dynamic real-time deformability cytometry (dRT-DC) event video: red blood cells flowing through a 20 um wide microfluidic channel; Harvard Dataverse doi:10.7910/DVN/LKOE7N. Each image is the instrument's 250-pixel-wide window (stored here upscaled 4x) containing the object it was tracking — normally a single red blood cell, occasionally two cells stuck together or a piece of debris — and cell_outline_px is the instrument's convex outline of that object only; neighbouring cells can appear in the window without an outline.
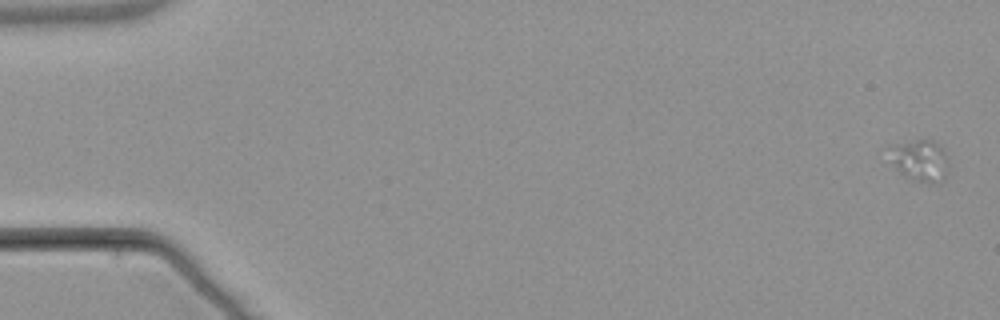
{"species": "common noctule bat (a hibernating species)", "species_latin": "Nyctalus noctula", "temperature_condition": "warm", "stored_images_in_passage": 5, "camera_frame_rate_fps": 3000, "um_per_image_px": 0.085, "animal": {"sex": "male", "body_mass_g": 21.5, "forearm_length_mm": 52.0}, "frame": {"image": 1, "passage_image": 1, "time_ms": 0.0, "image_size_px": [1000, 320], "cell_outline_px": [[948, 168], [944, 180], [936, 184], [928, 184], [916, 180], [900, 172], [896, 168], [896, 144], [916, 140], [932, 140], [944, 148], [948, 164]], "centroid_in_image_um": [78.39, 13.68], "position_along_channel_um": 6.6, "area_um2": 13.53}}